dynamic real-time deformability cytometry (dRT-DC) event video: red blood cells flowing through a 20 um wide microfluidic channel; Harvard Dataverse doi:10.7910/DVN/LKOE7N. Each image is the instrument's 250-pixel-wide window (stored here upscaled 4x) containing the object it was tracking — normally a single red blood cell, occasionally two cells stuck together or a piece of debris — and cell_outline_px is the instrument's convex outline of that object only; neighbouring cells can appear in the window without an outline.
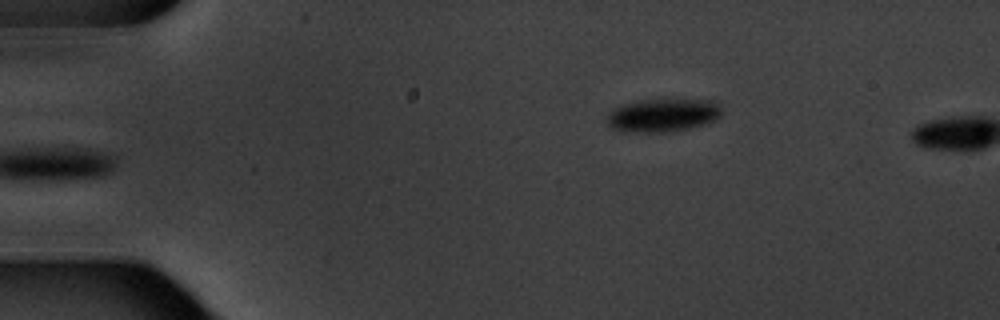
{"species": "common noctule bat (a hibernating species)", "species_latin": "Nyctalus noctula", "temperature_condition": "warm", "stored_images_in_passage": 2, "camera_frame_rate_fps": 3000, "um_per_image_px": 0.085, "animal": {"sex": "male", "body_mass_g": 20.1, "forearm_length_mm": 53.5}, "frame": {"image": 1, "passage_image": 2, "time_ms": 1.0, "image_size_px": [1000, 320], "cell_outline_px": [[720, 116], [716, 120], [708, 124], [672, 132], [628, 132], [612, 128], [604, 120], [616, 108], [624, 104], [648, 100], [708, 100], [720, 104]], "centroid_in_image_um": [56.38, 9.82], "position_along_channel_um": 28.6, "area_um2": 22.02}}